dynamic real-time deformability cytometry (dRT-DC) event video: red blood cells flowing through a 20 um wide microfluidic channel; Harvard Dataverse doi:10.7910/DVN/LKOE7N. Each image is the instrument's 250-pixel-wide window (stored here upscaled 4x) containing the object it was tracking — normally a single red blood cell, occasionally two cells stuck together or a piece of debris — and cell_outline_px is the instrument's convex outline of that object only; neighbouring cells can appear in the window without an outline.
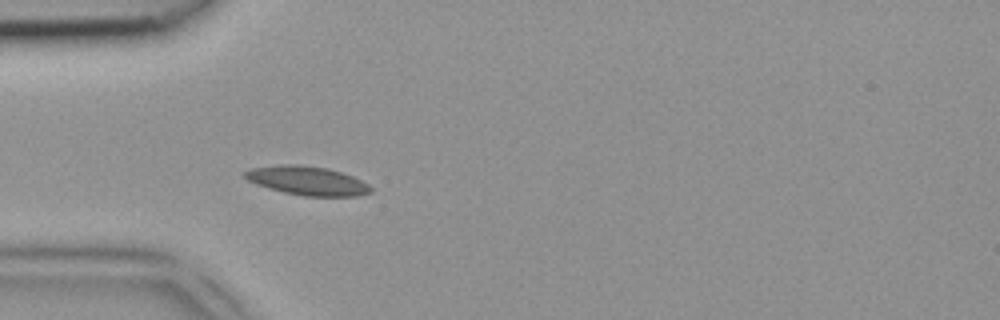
{"species": "common noctule bat (a hibernating species)", "species_latin": "Nyctalus noctula", "temperature_condition": "room temperature", "stored_images_in_passage": 2, "camera_frame_rate_fps": 3000, "um_per_image_px": 0.085, "animal": {"sex": "female", "body_mass_g": 18.4}, "frame": {"image": 1, "passage_image": 2, "time_ms": 0.333, "image_size_px": [1000, 320], "cell_outline_px": [[372, 192], [356, 196], [304, 196], [284, 192], [268, 188], [256, 184], [248, 180], [244, 176], [244, 172], [252, 168], [280, 164], [296, 164], [328, 168], [352, 176], [368, 184], [372, 188]], "centroid_in_image_um": [26.11, 15.36], "position_along_channel_um": 58.9, "area_um2": 21.1}}